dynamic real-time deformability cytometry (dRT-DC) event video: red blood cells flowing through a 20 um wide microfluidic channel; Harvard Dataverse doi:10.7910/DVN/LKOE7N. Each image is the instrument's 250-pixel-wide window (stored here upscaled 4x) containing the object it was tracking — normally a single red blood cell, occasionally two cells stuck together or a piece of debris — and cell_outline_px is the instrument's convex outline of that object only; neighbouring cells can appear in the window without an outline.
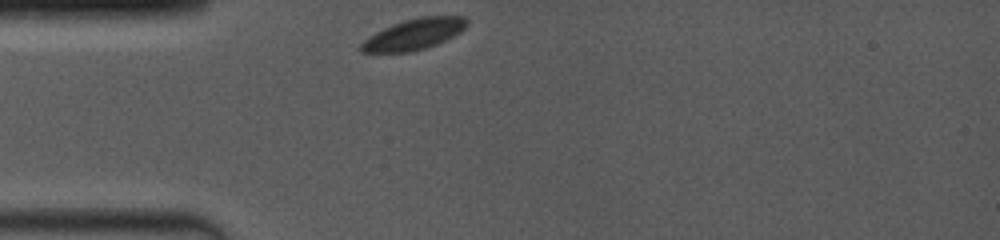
{"species": "common noctule bat (a hibernating species)", "species_latin": "Nyctalus noctula", "temperature_condition": "room temperature", "stored_images_in_passage": 14, "camera_frame_rate_fps": 4000, "um_per_image_px": 0.085, "animal": {"sex": "female", "body_mass_g": 19.0, "forearm_length_mm": 53.3}, "frame": {"image": 1, "passage_image": 1, "time_ms": 0.0, "image_size_px": [1000, 240], "cell_outline_px": [[468, 24], [460, 32], [436, 44], [424, 48], [408, 52], [360, 52], [356, 48], [368, 36], [384, 28], [404, 20], [420, 16], [464, 16], [468, 20]], "centroid_in_image_um": [35.15, 2.9], "position_along_channel_um": 49.8, "area_um2": 18.96}}
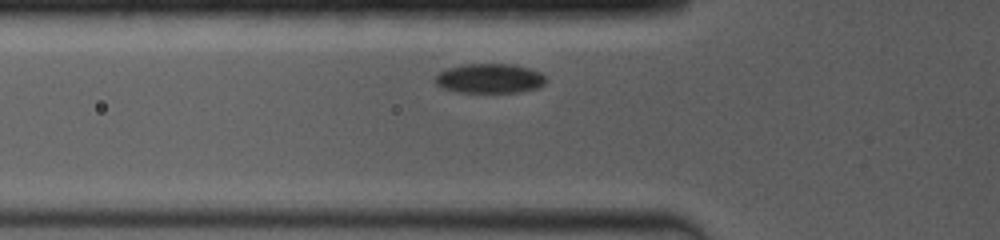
{"frame": {"image": 2, "passage_image": 10, "time_ms": 1.25, "image_size_px": [1000, 240], "cell_outline_px": [[544, 84], [540, 88], [524, 92], [456, 92], [440, 88], [436, 84], [436, 76], [440, 72], [448, 68], [464, 64], [516, 64], [532, 68], [540, 72], [544, 76]], "centroid_in_image_um": [41.65, 6.67], "position_along_channel_um": 84.1, "area_um2": 19.31}}